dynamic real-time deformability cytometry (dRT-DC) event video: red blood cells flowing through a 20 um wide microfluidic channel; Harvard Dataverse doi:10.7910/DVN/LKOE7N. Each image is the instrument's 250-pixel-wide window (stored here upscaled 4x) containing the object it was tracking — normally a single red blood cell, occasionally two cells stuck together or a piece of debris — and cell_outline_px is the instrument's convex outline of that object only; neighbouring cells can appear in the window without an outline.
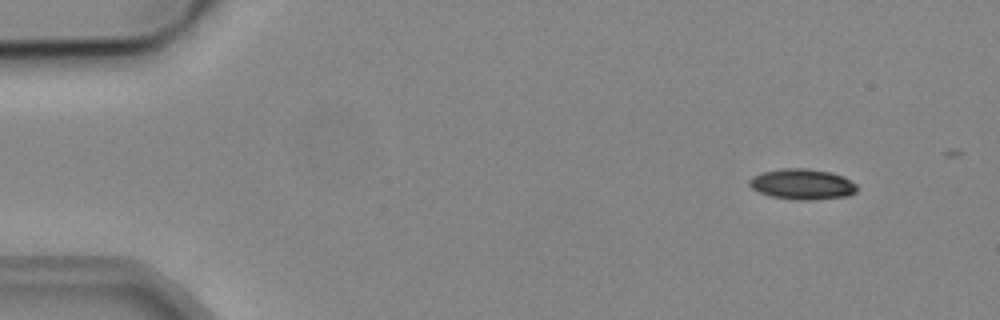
{"species": "common noctule bat (a hibernating species)", "species_latin": "Nyctalus noctula", "temperature_condition": "cold", "stored_images_in_passage": 18, "camera_frame_rate_fps": 3000, "um_per_image_px": 0.085, "animal": {"sex": "male", "body_mass_g": 19.2, "forearm_length_mm": 51.8}, "frame": {"image": 1, "passage_image": 6, "time_ms": 1.667, "image_size_px": [1000, 320], "cell_outline_px": [[856, 192], [848, 196], [812, 200], [792, 200], [772, 196], [760, 192], [752, 188], [748, 184], [748, 180], [752, 176], [764, 172], [784, 168], [808, 168], [832, 172], [844, 176], [856, 184]], "centroid_in_image_um": [68.21, 15.65], "position_along_channel_um": 16.8, "area_um2": 19.31}}